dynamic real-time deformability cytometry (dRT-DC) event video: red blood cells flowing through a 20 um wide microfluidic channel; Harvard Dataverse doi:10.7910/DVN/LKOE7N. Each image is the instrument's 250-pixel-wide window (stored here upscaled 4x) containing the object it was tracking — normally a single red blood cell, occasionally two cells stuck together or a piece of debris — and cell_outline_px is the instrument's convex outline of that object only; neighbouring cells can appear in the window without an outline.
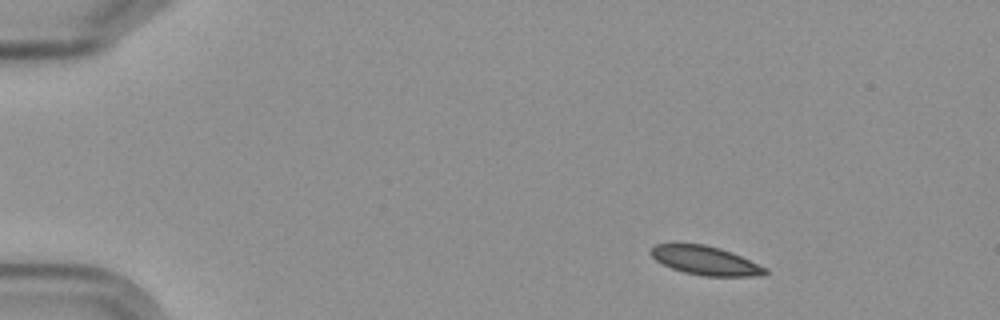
{"species": "Egyptian fruit bat (a non-hibernating species)", "species_latin": "Rousettus aegyptiacus", "temperature_condition": "cold", "stored_images_in_passage": 5, "camera_frame_rate_fps": 3000, "um_per_image_px": 0.085, "frame": {"image": 1, "passage_image": 2, "time_ms": 1.0, "image_size_px": [1000, 320], "cell_outline_px": [[768, 272], [764, 276], [704, 276], [684, 272], [672, 268], [656, 260], [648, 252], [656, 244], [704, 244], [720, 248], [732, 252], [768, 268]], "centroid_in_image_um": [60.0, 22.15], "position_along_channel_um": 25.0, "area_um2": 19.19}}
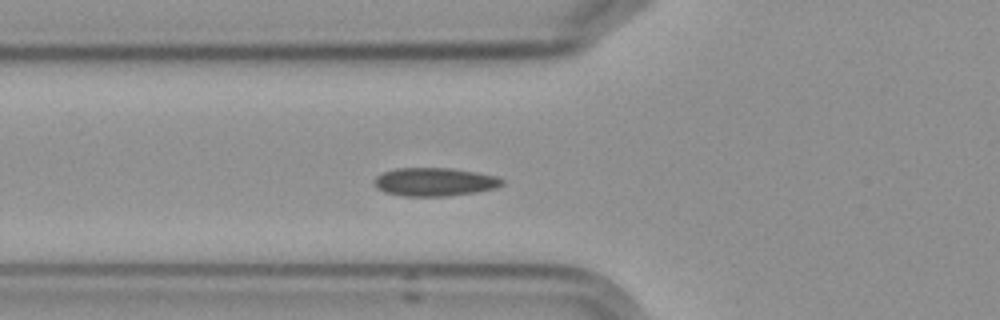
{"frame": {"image": 2, "passage_image": 5, "time_ms": 5.333, "image_size_px": [1000, 320], "cell_outline_px": [[504, 184], [496, 188], [476, 192], [448, 196], [400, 196], [384, 192], [376, 188], [376, 176], [384, 172], [396, 168], [452, 168], [476, 172], [496, 176], [504, 180]], "centroid_in_image_um": [36.96, 15.46], "position_along_channel_um": 88.8, "area_um2": 21.15}}